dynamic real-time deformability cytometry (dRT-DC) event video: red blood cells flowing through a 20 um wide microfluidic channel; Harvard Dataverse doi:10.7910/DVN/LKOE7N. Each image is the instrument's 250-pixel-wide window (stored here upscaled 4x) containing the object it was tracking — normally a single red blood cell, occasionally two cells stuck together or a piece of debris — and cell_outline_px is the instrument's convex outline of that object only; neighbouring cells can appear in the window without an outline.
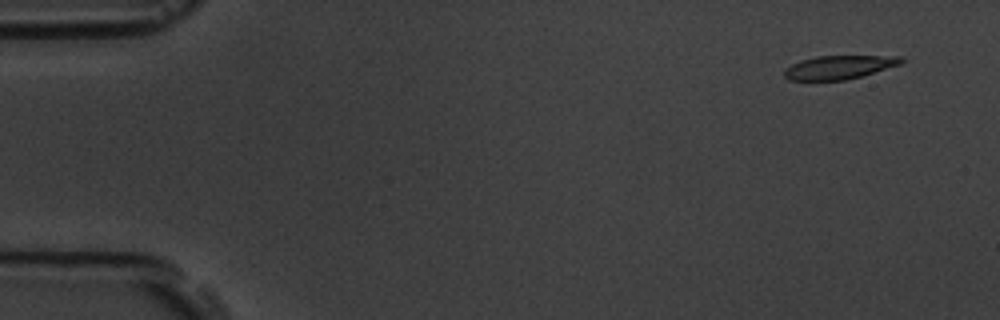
{"species": "common noctule bat (a hibernating species)", "species_latin": "Nyctalus noctula", "temperature_condition": "room temperature", "stored_images_in_passage": 5, "camera_frame_rate_fps": 3000, "um_per_image_px": 0.085, "animal": {"sex": "male", "body_mass_g": 19.5, "forearm_length_mm": 54.6}, "frame": {"image": 1, "passage_image": 1, "time_ms": 0.0, "image_size_px": [1000, 320], "cell_outline_px": [[904, 60], [900, 64], [860, 76], [844, 80], [788, 80], [784, 76], [784, 68], [800, 60], [816, 56], [904, 56]], "centroid_in_image_um": [71.28, 5.71], "position_along_channel_um": 13.7, "area_um2": 15.95}}
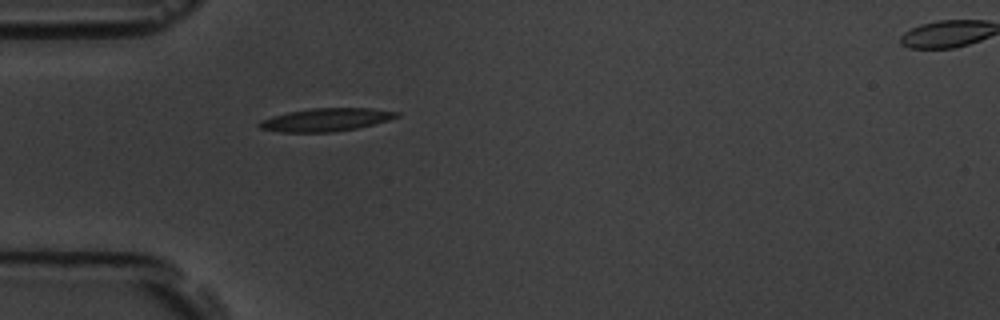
{"frame": {"image": 2, "passage_image": 4, "time_ms": 4.333, "image_size_px": [1000, 320], "cell_outline_px": [[400, 116], [388, 120], [356, 128], [332, 132], [280, 132], [260, 128], [256, 124], [260, 120], [272, 116], [288, 112], [312, 108], [372, 108], [400, 112]], "centroid_in_image_um": [27.69, 10.17], "position_along_channel_um": 57.3, "area_um2": 18.38}}